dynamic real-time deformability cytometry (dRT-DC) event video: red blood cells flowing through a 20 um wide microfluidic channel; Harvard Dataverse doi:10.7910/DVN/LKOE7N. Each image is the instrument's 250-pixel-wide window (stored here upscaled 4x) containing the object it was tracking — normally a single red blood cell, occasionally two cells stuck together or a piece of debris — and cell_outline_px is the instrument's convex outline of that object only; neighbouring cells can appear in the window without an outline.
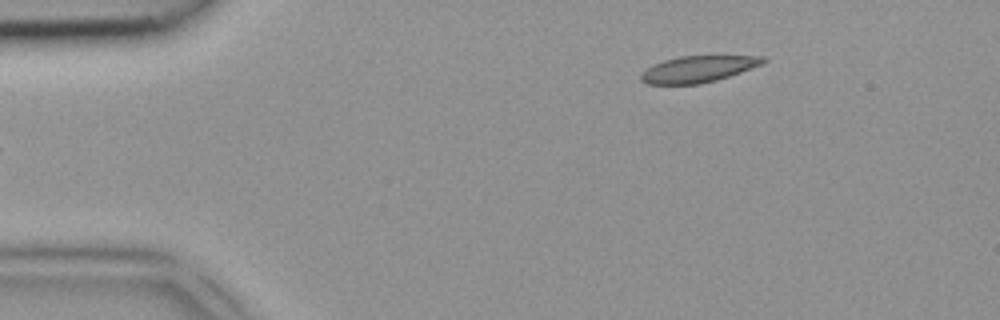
{"species": "common noctule bat (a hibernating species)", "species_latin": "Nyctalus noctula", "temperature_condition": "room temperature", "stored_images_in_passage": 5, "camera_frame_rate_fps": 3000, "um_per_image_px": 0.085, "animal": {"sex": "female", "body_mass_g": 18.4}, "frame": {"image": 1, "passage_image": 5, "time_ms": 1.333, "image_size_px": [1000, 320], "cell_outline_px": [[768, 60], [764, 64], [716, 80], [700, 84], [648, 84], [640, 80], [640, 76], [652, 64], [664, 60], [680, 56], [764, 56]], "centroid_in_image_um": [59.36, 5.87], "position_along_channel_um": 25.6, "area_um2": 18.73}}